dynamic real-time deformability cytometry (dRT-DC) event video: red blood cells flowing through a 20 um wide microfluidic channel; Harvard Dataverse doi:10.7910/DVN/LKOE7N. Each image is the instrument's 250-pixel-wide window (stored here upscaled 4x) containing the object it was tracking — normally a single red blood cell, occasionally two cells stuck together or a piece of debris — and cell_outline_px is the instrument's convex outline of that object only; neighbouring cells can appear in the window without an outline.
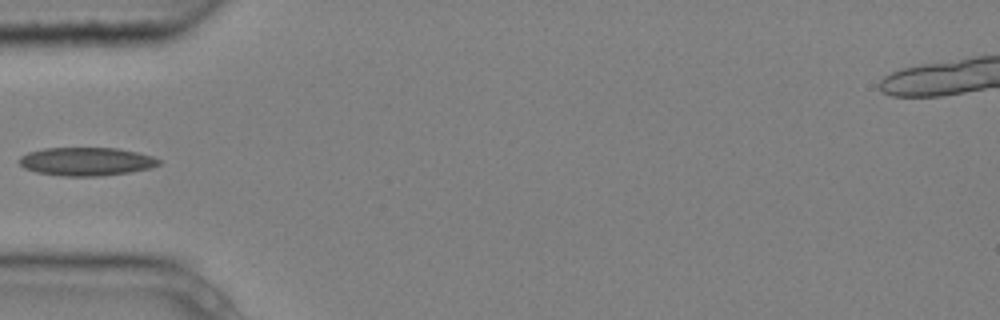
{"species": "common noctule bat (a hibernating species)", "species_latin": "Nyctalus noctula", "temperature_condition": "cold", "stored_images_in_passage": 6, "camera_frame_rate_fps": 3000, "um_per_image_px": 0.085, "animal": {"sex": "male", "body_mass_g": 20.4}, "frame": {"image": 1, "passage_image": 6, "time_ms": 1.667, "image_size_px": [1000, 320], "cell_outline_px": [[164, 160], [160, 164], [152, 168], [128, 172], [100, 176], [60, 176], [36, 172], [24, 168], [20, 164], [20, 156], [28, 152], [44, 148], [116, 148], [136, 152], [152, 156]], "centroid_in_image_um": [7.36, 13.73], "position_along_channel_um": 77.6, "area_um2": 23.12}}